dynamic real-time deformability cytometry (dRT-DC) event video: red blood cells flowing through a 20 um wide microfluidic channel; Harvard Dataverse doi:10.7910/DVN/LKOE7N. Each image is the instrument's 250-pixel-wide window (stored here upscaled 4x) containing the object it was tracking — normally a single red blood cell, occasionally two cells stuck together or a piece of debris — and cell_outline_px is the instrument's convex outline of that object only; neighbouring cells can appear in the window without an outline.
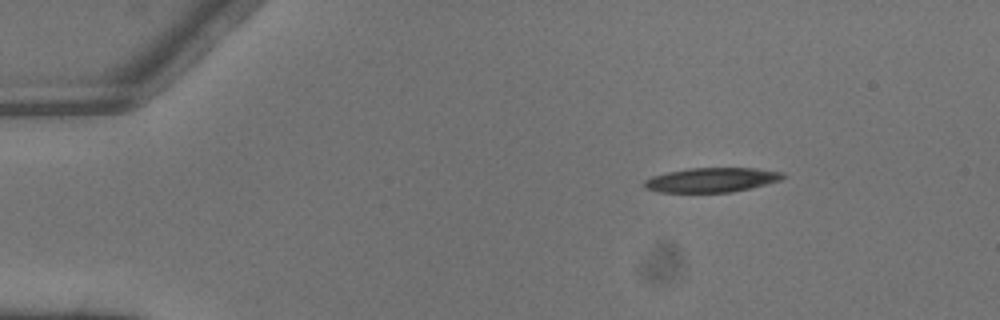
{"species": "common noctule bat (a hibernating species)", "species_latin": "Nyctalus noctula", "temperature_condition": "warm", "stored_images_in_passage": 3, "camera_frame_rate_fps": 3000, "um_per_image_px": 0.085, "animal": {"sex": "male", "body_mass_g": 13.3}, "frame": {"image": 1, "passage_image": 1, "time_ms": 0.0, "image_size_px": [1000, 320], "cell_outline_px": [[784, 176], [780, 180], [752, 188], [732, 192], [660, 192], [644, 188], [644, 180], [652, 176], [668, 172], [688, 168], [756, 168], [784, 172]], "centroid_in_image_um": [60.49, 15.29], "position_along_channel_um": 24.5, "area_um2": 19.77}}
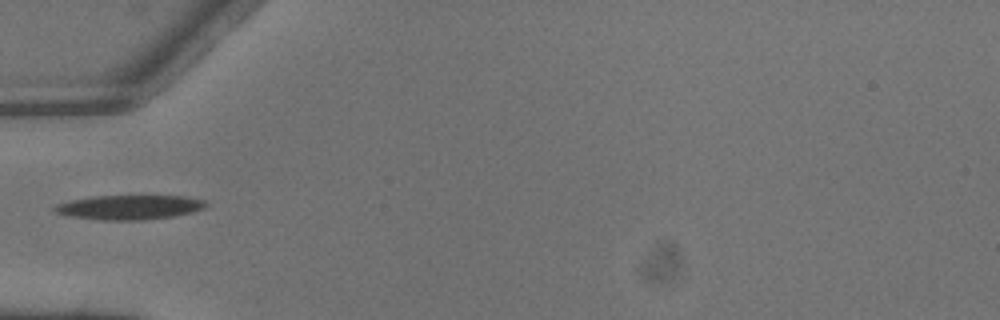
{"frame": {"image": 2, "passage_image": 3, "time_ms": 0.667, "image_size_px": [1000, 320], "cell_outline_px": [[208, 204], [204, 208], [192, 212], [176, 216], [140, 220], [100, 220], [68, 216], [56, 212], [52, 208], [56, 204], [68, 200], [96, 196], [184, 196], [204, 200]], "centroid_in_image_um": [10.98, 17.62], "position_along_channel_um": 74.0, "area_um2": 21.62}}